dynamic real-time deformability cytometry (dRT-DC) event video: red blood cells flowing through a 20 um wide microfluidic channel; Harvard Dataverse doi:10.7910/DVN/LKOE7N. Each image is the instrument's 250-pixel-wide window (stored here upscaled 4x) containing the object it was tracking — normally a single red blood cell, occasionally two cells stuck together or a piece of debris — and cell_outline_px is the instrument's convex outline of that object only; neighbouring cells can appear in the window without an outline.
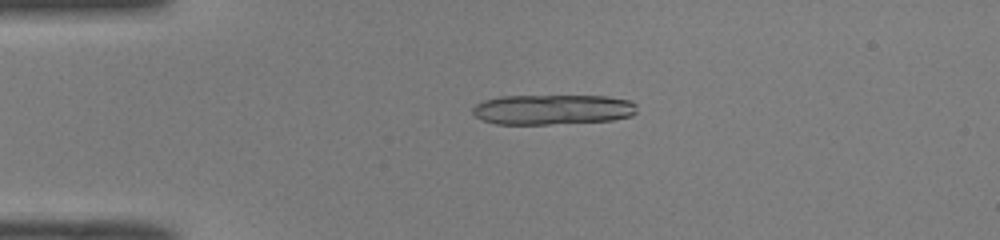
{"species": "common noctule bat (a hibernating species)", "species_latin": "Nyctalus noctula", "temperature_condition": "room temperature", "stored_images_in_passage": 46, "camera_frame_rate_fps": 3000, "um_per_image_px": 0.085, "animal": {"sex": "male", "body_mass_g": 19.0, "forearm_length_mm": 50.8}, "frame": {"image": 1, "passage_image": 7, "time_ms": 2.0, "image_size_px": [1000, 240], "cell_outline_px": [[636, 112], [632, 116], [612, 120], [548, 124], [496, 124], [480, 120], [472, 112], [472, 108], [476, 104], [484, 100], [500, 96], [608, 96], [628, 100], [636, 104]], "centroid_in_image_um": [46.95, 9.31], "position_along_channel_um": 38.0, "area_um2": 28.9}, "authors_computed_cell_mechanics": {"area_um2": 15.9528, "velocity_mm_per_s": 4.1152, "shape_relaxation_time_tau1_ms": 4.9085, "shape_relaxation_time_tau2_ms": 1.9585, "deformation_change_tau1": 0.1884, "deformation_change_tau2": 0.0693}}